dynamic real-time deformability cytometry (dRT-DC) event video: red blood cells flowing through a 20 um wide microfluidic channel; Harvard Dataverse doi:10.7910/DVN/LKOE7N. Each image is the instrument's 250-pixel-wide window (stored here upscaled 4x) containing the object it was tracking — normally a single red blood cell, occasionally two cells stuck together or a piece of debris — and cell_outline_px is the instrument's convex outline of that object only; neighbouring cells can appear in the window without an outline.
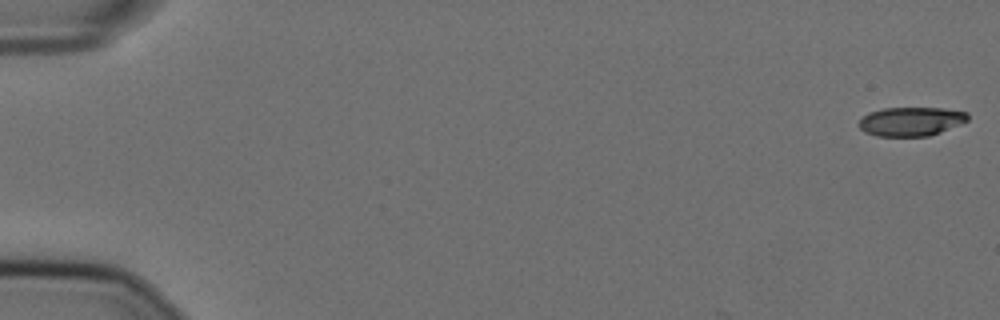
{"species": "Egyptian fruit bat (a non-hibernating species)", "species_latin": "Rousettus aegyptiacus", "temperature_condition": "cold", "stored_images_in_passage": 7, "camera_frame_rate_fps": 3000, "um_per_image_px": 0.085, "animal": {"sex": "female"}, "frame": {"image": 1, "passage_image": 1, "time_ms": 0.0, "image_size_px": [1000, 320], "cell_outline_px": [[968, 120], [960, 124], [940, 132], [928, 136], [876, 136], [864, 132], [856, 124], [868, 112], [884, 108], [944, 108], [968, 112]], "centroid_in_image_um": [77.41, 10.32], "position_along_channel_um": 7.6, "area_um2": 18.44}}